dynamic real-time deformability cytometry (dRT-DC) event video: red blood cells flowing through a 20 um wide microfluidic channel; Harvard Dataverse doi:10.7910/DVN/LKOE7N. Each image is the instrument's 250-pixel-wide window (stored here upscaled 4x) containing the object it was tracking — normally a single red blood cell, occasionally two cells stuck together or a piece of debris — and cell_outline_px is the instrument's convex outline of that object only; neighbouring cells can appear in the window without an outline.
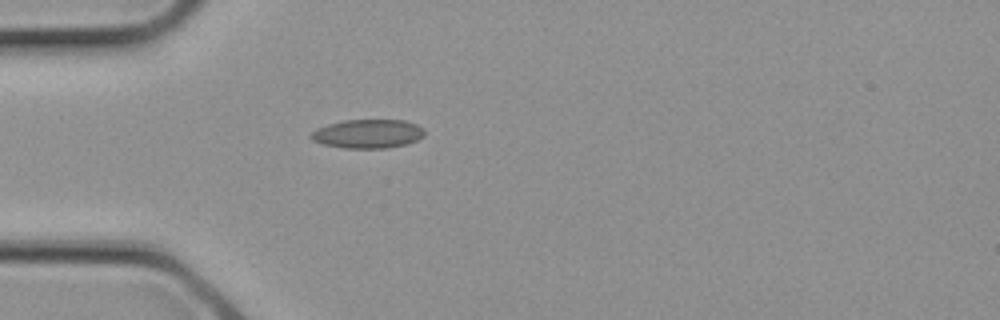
{"species": "common noctule bat (a hibernating species)", "species_latin": "Nyctalus noctula", "temperature_condition": "cold", "stored_images_in_passage": 3, "camera_frame_rate_fps": 3000, "um_per_image_px": 0.085, "animal": {"sex": "female", "body_mass_g": 21.9}, "frame": {"image": 1, "passage_image": 3, "time_ms": 0.667, "image_size_px": [1000, 320], "cell_outline_px": [[424, 136], [408, 144], [384, 148], [344, 148], [324, 144], [312, 140], [308, 136], [316, 128], [328, 124], [344, 120], [404, 120], [416, 124], [424, 128]], "centroid_in_image_um": [31.26, 11.37], "position_along_channel_um": 53.7, "area_um2": 19.13}}